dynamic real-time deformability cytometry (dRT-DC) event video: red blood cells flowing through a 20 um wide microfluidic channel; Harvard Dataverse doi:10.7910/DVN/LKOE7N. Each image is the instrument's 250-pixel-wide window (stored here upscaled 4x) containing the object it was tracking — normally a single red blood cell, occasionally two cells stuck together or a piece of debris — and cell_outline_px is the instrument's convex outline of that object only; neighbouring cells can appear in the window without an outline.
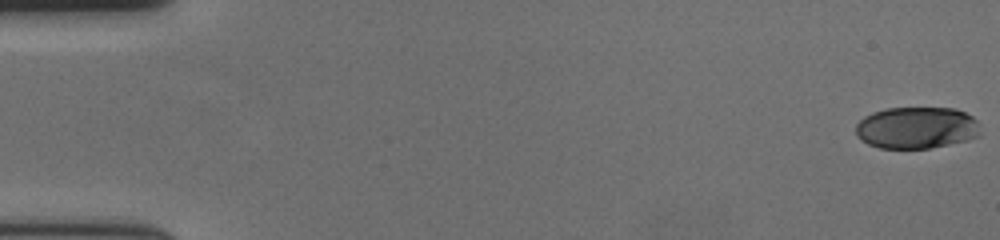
{"species": "human", "species_latin": "Homo sapiens", "temperature_condition": "cold", "stored_images_in_passage": 58, "camera_frame_rate_fps": 3000, "um_per_image_px": 0.085, "donor": {"sex": "female"}, "frame": {"image": 1, "passage_image": 1, "time_ms": 0.0, "image_size_px": [1000, 240], "cell_outline_px": [[980, 136], [968, 140], [928, 148], [880, 148], [868, 144], [860, 140], [856, 136], [856, 124], [864, 116], [872, 112], [888, 108], [956, 108], [972, 116], [980, 124]], "centroid_in_image_um": [77.91, 10.85], "position_along_channel_um": 7.1, "area_um2": 30.58}}
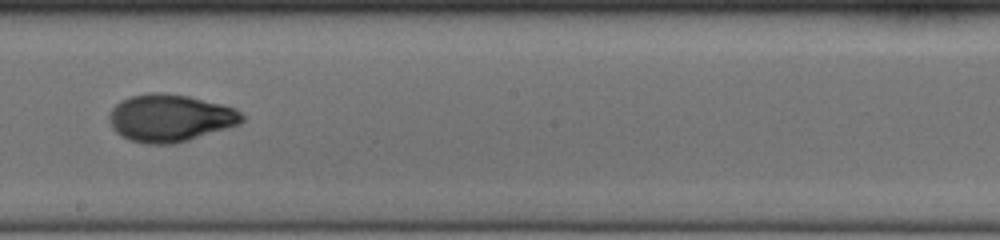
{"frame": {"image": 2, "passage_image": 34, "time_ms": 11.0, "image_size_px": [1000, 240], "cell_outline_px": [[244, 120], [240, 124], [176, 144], [144, 144], [128, 140], [120, 136], [112, 128], [108, 116], [112, 108], [120, 100], [132, 96], [152, 92], [164, 92], [188, 96], [236, 108], [244, 116]], "centroid_in_image_um": [14.44, 10.04], "position_along_channel_um": 233.8, "area_um2": 36.88}}
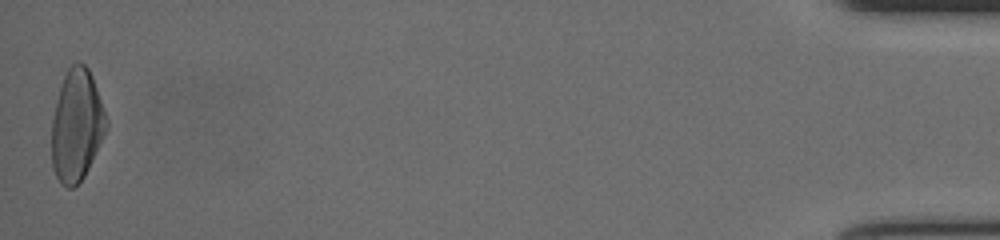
{"frame": {"image": 3, "passage_image": 58, "time_ms": 19.0, "image_size_px": [1000, 240], "cell_outline_px": [[108, 128], [84, 176], [72, 188], [68, 188], [60, 184], [52, 168], [52, 120], [56, 100], [64, 76], [68, 68], [76, 60], [84, 64], [88, 68], [92, 76], [108, 120]], "centroid_in_image_um": [6.52, 10.65], "position_along_channel_um": 428.7, "area_um2": 35.55}, "authors_computed_cell_mechanics": {"area_um2": 34.3621, "velocity_mm_per_s": 3.6412, "shape_relaxation_time_tau1_ms": 4.2924, "shape_relaxation_time_tau2_ms": 1.6054, "deformation_change_tau1": 0.1934, "deformation_change_tau2": 0.0577}}